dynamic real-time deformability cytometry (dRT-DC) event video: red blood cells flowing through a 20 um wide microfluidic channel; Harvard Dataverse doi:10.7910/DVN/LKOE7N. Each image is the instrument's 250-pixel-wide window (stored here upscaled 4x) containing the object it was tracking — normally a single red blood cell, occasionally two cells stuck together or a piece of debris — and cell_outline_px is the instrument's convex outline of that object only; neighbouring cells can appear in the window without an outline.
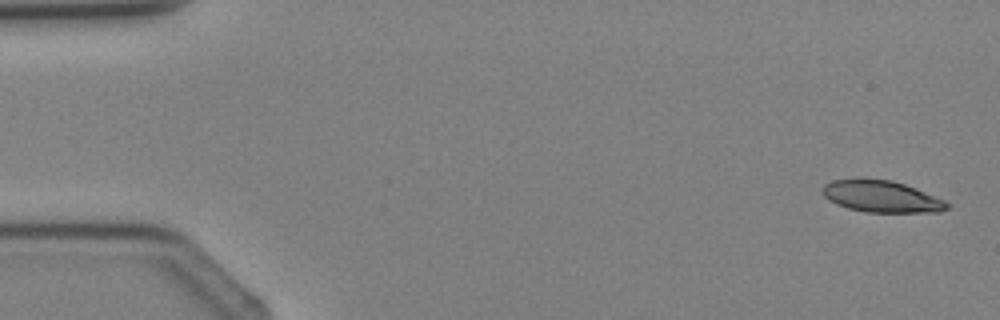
{"species": "Egyptian fruit bat (a non-hibernating species)", "species_latin": "Rousettus aegyptiacus", "temperature_condition": "cold", "stored_images_in_passage": 4, "camera_frame_rate_fps": 3000, "um_per_image_px": 0.085, "animal": {"sex": "female"}, "frame": {"image": 1, "passage_image": 1, "time_ms": 0.0, "image_size_px": [1000, 320], "cell_outline_px": [[952, 204], [948, 208], [940, 212], [868, 212], [848, 208], [836, 204], [828, 200], [824, 196], [824, 184], [832, 180], [860, 176], [892, 180], [916, 188], [944, 200]], "centroid_in_image_um": [74.91, 16.67], "position_along_channel_um": 10.1, "area_um2": 23.47}}